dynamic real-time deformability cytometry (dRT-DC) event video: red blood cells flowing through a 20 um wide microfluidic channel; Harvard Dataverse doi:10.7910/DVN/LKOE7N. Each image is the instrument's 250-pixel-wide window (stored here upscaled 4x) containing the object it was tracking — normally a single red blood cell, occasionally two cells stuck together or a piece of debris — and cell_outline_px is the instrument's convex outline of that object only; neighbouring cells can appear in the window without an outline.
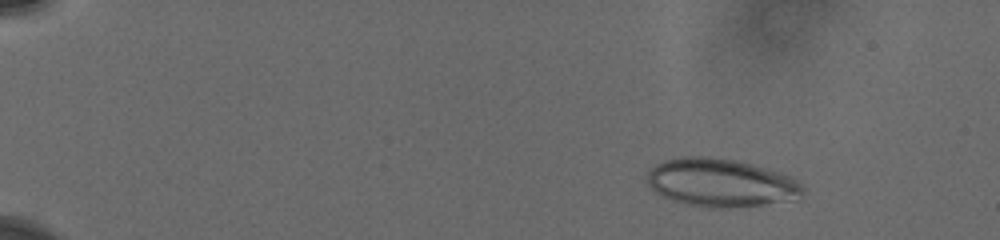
{"species": "human", "species_latin": "Homo sapiens", "temperature_condition": "cold", "stored_images_in_passage": 17, "camera_frame_rate_fps": 3000, "um_per_image_px": 0.085, "donor": {"sex": "male"}, "frame": {"image": 1, "passage_image": 1, "time_ms": 0.0, "image_size_px": [1000, 240], "cell_outline_px": [[804, 192], [764, 204], [728, 208], [704, 208], [672, 200], [656, 192], [648, 184], [648, 172], [656, 164], [664, 160], [684, 156], [712, 156], [736, 160], [752, 164], [788, 176], [796, 180], [804, 188]], "centroid_in_image_um": [61.16, 15.51], "position_along_channel_um": 23.8, "area_um2": 42.83}}